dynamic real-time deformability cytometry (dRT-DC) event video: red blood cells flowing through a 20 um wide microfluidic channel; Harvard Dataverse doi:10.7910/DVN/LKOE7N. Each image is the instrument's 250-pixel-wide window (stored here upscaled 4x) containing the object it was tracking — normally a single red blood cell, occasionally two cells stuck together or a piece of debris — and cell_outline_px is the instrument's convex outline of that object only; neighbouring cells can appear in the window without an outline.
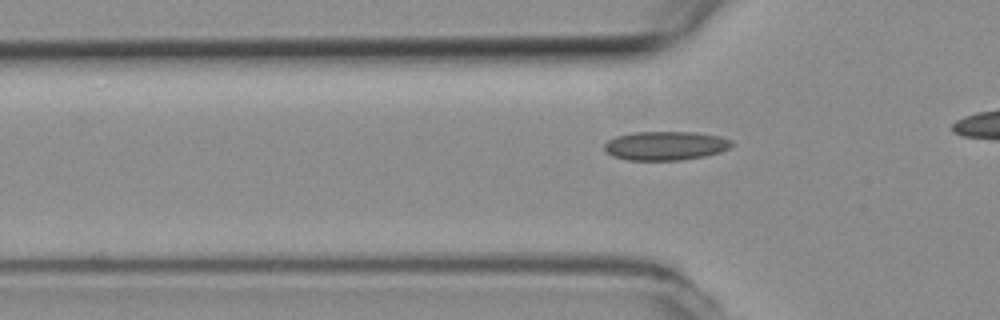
{"species": "common noctule bat (a hibernating species)", "species_latin": "Nyctalus noctula", "temperature_condition": "room temperature", "stored_images_in_passage": 8, "camera_frame_rate_fps": 3000, "um_per_image_px": 0.085, "animal": {"sex": "female", "body_mass_g": 19.3, "forearm_length_mm": 54.1}, "frame": {"image": 1, "passage_image": 7, "time_ms": 2.0, "image_size_px": [1000, 320], "cell_outline_px": [[732, 144], [728, 148], [720, 152], [704, 156], [680, 160], [628, 160], [612, 156], [604, 148], [604, 144], [608, 140], [616, 136], [632, 132], [692, 132], [720, 136], [732, 140]], "centroid_in_image_um": [56.55, 12.38], "position_along_channel_um": 69.3, "area_um2": 21.39}}